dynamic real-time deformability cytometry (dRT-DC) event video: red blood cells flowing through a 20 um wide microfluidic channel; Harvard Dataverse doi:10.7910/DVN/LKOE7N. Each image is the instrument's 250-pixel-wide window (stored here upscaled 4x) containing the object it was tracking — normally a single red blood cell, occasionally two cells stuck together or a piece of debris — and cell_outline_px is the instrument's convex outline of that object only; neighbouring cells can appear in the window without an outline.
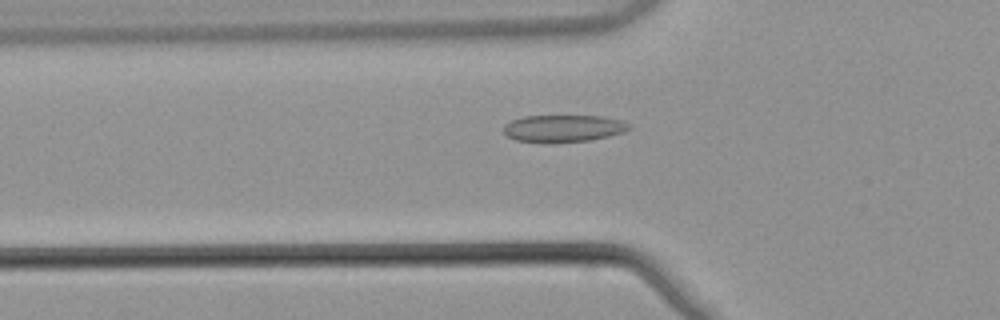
{"species": "common noctule bat (a hibernating species)", "species_latin": "Nyctalus noctula", "temperature_condition": "warm", "stored_images_in_passage": 54, "camera_frame_rate_fps": 3000, "um_per_image_px": 0.085, "animal": {"sex": "male", "body_mass_g": 21.5, "forearm_length_mm": 52.0}, "frame": {"image": 1, "passage_image": 19, "time_ms": 6.0, "image_size_px": [1000, 320], "cell_outline_px": [[632, 128], [624, 132], [592, 140], [544, 144], [516, 140], [504, 136], [504, 124], [512, 120], [524, 116], [604, 116], [620, 120], [632, 124]], "centroid_in_image_um": [47.88, 10.93], "position_along_channel_um": 77.9, "area_um2": 20.35}}
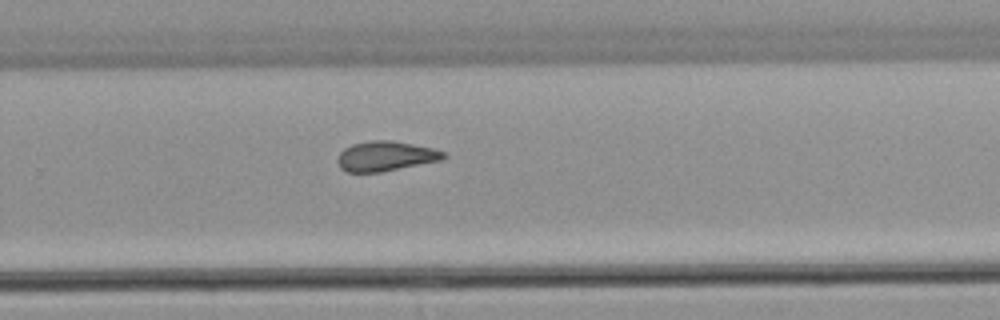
{"frame": {"image": 2, "passage_image": 36, "time_ms": 11.667, "image_size_px": [1000, 320], "cell_outline_px": [[448, 156], [440, 160], [380, 172], [344, 172], [340, 168], [336, 160], [340, 152], [344, 148], [352, 144], [372, 140], [392, 140], [432, 148], [444, 152]], "centroid_in_image_um": [32.73, 13.27], "position_along_channel_um": 297.1, "area_um2": 18.38}}
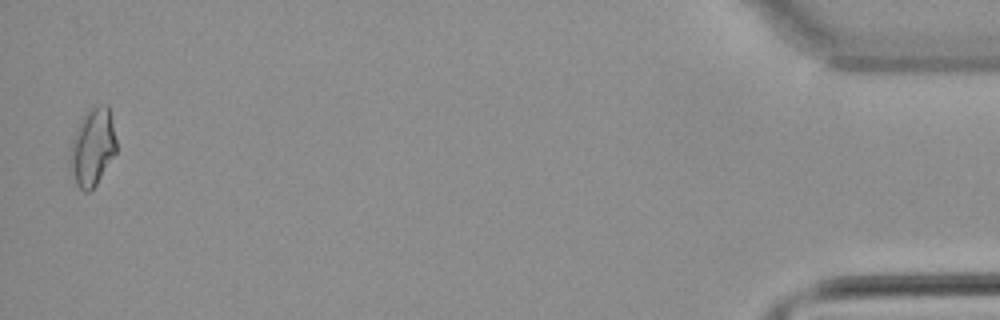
{"frame": {"image": 3, "passage_image": 53, "time_ms": 17.333, "image_size_px": [1000, 320], "cell_outline_px": [[116, 152], [96, 184], [88, 192], [84, 192], [76, 184], [68, 160], [72, 140], [80, 120], [96, 104], [108, 104], [116, 140]], "centroid_in_image_um": [7.86, 12.5], "position_along_channel_um": 427.3, "area_um2": 20.63}, "authors_computed_cell_mechanics": {"area_um2": 19.0451, "velocity_mm_per_s": 3.8635, "shape_relaxation_time_tau1_ms": null, "shape_relaxation_time_tau2_ms": 3.8009, "deformation_change_tau1": null, "deformation_change_tau2": 0.1027}}